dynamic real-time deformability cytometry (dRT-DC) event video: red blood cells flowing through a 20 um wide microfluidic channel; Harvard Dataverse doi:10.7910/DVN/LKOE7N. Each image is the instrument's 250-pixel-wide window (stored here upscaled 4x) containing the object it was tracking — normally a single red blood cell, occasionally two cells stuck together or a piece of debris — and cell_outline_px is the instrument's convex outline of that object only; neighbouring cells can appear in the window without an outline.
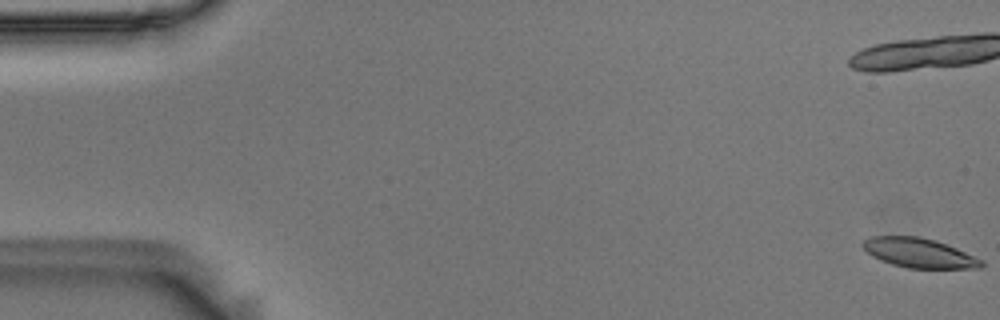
{"species": "Egyptian fruit bat (a non-hibernating species)", "species_latin": "Rousettus aegyptiacus", "temperature_condition": "room temperature", "stored_images_in_passage": 11, "camera_frame_rate_fps": 3000, "um_per_image_px": 0.085, "animal": {"sex": "male"}, "frame": {"image": 1, "passage_image": 1, "time_ms": 0.0, "image_size_px": [1000, 320], "cell_outline_px": [[984, 264], [980, 268], [908, 268], [892, 264], [880, 260], [872, 256], [860, 244], [864, 240], [872, 236], [920, 236], [936, 240], [956, 248], [984, 260]], "centroid_in_image_um": [78.12, 21.49], "position_along_channel_um": 6.9, "area_um2": 20.4}}